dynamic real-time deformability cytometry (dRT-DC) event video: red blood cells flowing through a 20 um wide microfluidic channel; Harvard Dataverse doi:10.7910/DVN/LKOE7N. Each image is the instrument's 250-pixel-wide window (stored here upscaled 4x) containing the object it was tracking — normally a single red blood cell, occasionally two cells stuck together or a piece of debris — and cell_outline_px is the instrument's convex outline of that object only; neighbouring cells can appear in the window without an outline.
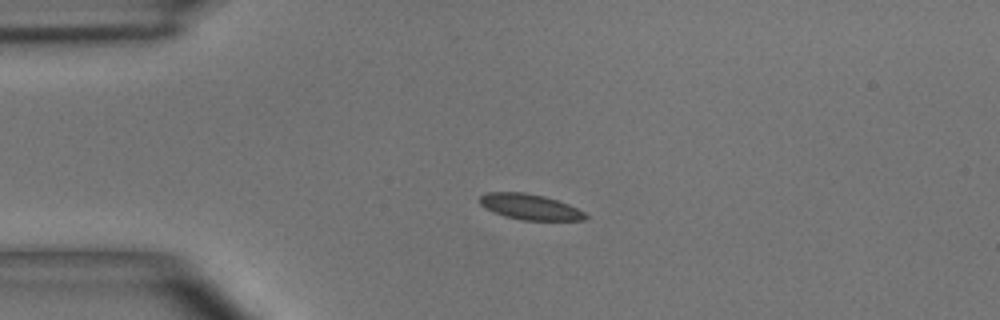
{"species": "common noctule bat (a hibernating species)", "species_latin": "Nyctalus noctula", "temperature_condition": "room temperature", "stored_images_in_passage": 4, "camera_frame_rate_fps": 3000, "um_per_image_px": 0.085, "animal": {"sex": "male", "body_mass_g": 15.6}, "frame": {"image": 1, "passage_image": 3, "time_ms": 2.333, "image_size_px": [1000, 320], "cell_outline_px": [[588, 216], [584, 220], [520, 220], [504, 216], [480, 204], [480, 196], [484, 192], [524, 192], [544, 196], [568, 204], [584, 212]], "centroid_in_image_um": [45.04, 17.58], "position_along_channel_um": 40.0, "area_um2": 15.61}}